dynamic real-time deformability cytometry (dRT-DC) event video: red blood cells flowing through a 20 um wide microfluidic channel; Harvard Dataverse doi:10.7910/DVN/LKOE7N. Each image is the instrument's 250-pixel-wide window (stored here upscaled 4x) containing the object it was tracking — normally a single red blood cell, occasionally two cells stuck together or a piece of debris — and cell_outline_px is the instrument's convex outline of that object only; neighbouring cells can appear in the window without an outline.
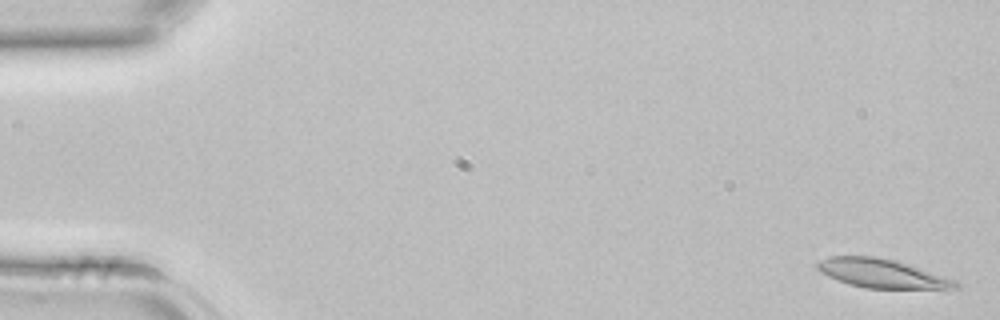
{"species": "common noctule bat (a hibernating species)", "species_latin": "Nyctalus noctula", "temperature_condition": "room temperature", "stored_images_in_passage": 43, "camera_frame_rate_fps": 3000, "um_per_image_px": 0.085, "animal": {"sex": "female", "body_mass_g": 22.7, "forearm_length_mm": 54.2}, "frame": {"image": 1, "passage_image": 1, "time_ms": 0.0, "image_size_px": [1000, 320], "cell_outline_px": [[960, 288], [864, 288], [848, 284], [828, 276], [820, 272], [816, 268], [816, 264], [820, 260], [828, 256], [876, 256], [896, 260], [956, 280], [960, 284]], "centroid_in_image_um": [74.93, 23.23], "position_along_channel_um": 10.1, "area_um2": 23.18}}
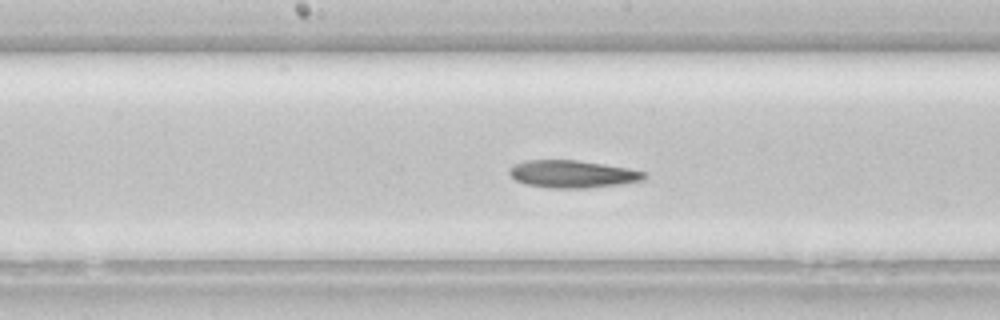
{"frame": {"image": 2, "passage_image": 22, "time_ms": 7.0, "image_size_px": [1000, 320], "cell_outline_px": [[648, 176], [644, 180], [620, 184], [588, 188], [548, 188], [528, 184], [516, 180], [508, 172], [516, 164], [524, 160], [576, 160], [604, 164], [628, 168], [648, 172]], "centroid_in_image_um": [48.73, 14.79], "position_along_channel_um": 199.5, "area_um2": 21.56}}
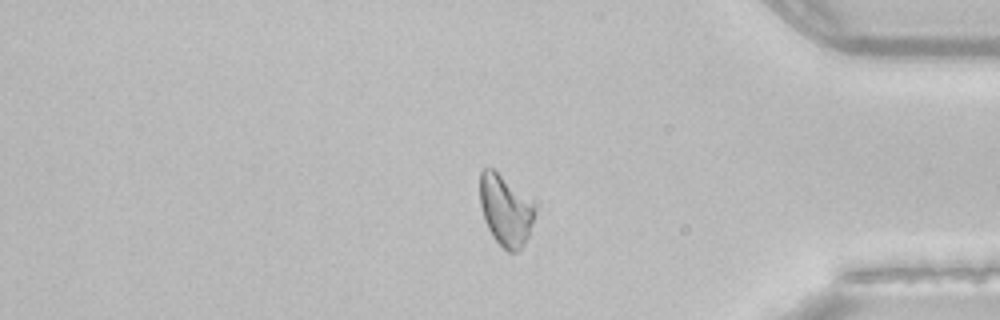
{"frame": {"image": 3, "passage_image": 36, "time_ms": 11.667, "image_size_px": [1000, 320], "cell_outline_px": [[536, 212], [528, 236], [524, 244], [516, 252], [508, 252], [492, 236], [484, 220], [480, 204], [480, 172], [484, 168], [492, 168]], "centroid_in_image_um": [42.89, 17.96], "position_along_channel_um": 392.3, "area_um2": 21.27}}